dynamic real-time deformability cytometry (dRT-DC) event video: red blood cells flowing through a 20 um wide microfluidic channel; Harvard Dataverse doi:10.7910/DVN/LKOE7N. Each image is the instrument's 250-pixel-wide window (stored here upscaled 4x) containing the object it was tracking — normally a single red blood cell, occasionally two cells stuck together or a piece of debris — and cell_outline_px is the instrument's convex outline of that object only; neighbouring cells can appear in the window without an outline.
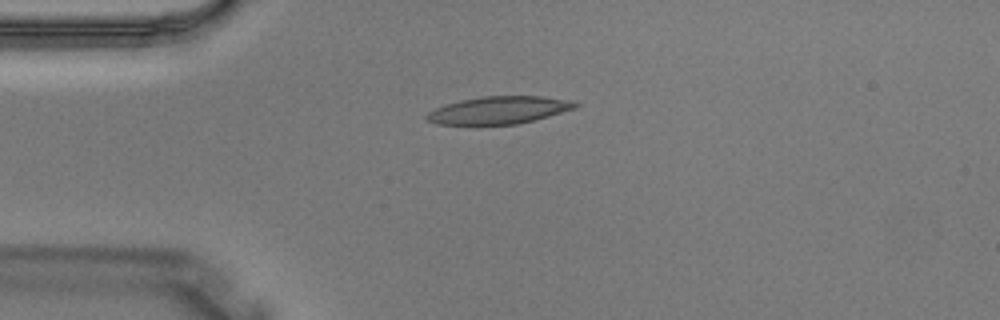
{"species": "Egyptian fruit bat (a non-hibernating species)", "species_latin": "Rousettus aegyptiacus", "temperature_condition": "warm", "stored_images_in_passage": 3, "camera_frame_rate_fps": 3000, "um_per_image_px": 0.085, "animal": {"sex": "male"}, "frame": {"image": 1, "passage_image": 2, "time_ms": 0.333, "image_size_px": [1000, 320], "cell_outline_px": [[580, 104], [576, 108], [548, 116], [516, 124], [436, 124], [424, 120], [424, 116], [428, 112], [436, 108], [460, 100], [484, 96], [544, 96], [564, 100]], "centroid_in_image_um": [42.35, 9.36], "position_along_channel_um": 42.6, "area_um2": 23.47}}
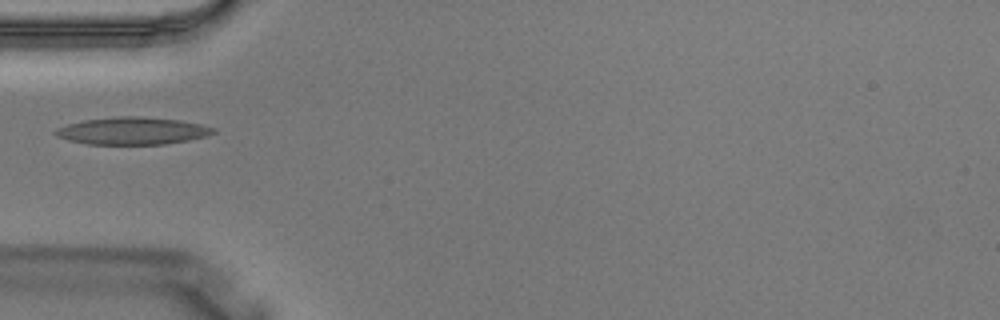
{"frame": {"image": 2, "passage_image": 3, "time_ms": 0.667, "image_size_px": [1000, 320], "cell_outline_px": [[216, 132], [204, 136], [188, 140], [164, 144], [88, 144], [68, 140], [56, 136], [52, 132], [56, 128], [68, 124], [84, 120], [116, 116], [140, 116], [180, 120], [200, 124], [216, 128]], "centroid_in_image_um": [11.23, 11.12], "position_along_channel_um": 73.8, "area_um2": 25.14}}